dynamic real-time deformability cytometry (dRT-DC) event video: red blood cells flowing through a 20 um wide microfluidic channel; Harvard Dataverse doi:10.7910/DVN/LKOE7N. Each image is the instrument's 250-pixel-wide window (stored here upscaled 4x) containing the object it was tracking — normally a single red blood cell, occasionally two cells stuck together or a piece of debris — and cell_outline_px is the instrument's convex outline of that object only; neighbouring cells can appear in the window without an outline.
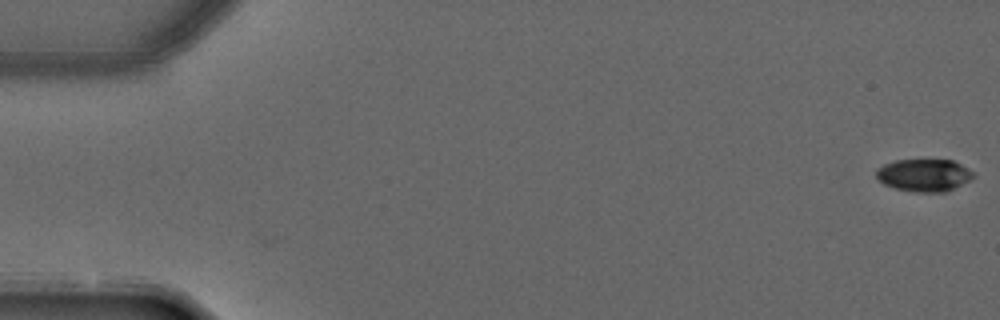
{"species": "common noctule bat (a hibernating species)", "species_latin": "Nyctalus noctula", "temperature_condition": "warm", "stored_images_in_passage": 2, "camera_frame_rate_fps": 3000, "um_per_image_px": 0.085, "animal": {"sex": "male", "forearm_length_mm": 52.5}, "frame": {"image": 1, "passage_image": 2, "time_ms": 0.333, "image_size_px": [1000, 320], "cell_outline_px": [[976, 176], [944, 192], [916, 192], [896, 188], [884, 184], [876, 180], [876, 168], [884, 164], [896, 160], [952, 160], [968, 168]], "centroid_in_image_um": [78.49, 14.88], "position_along_channel_um": 6.5, "area_um2": 18.21}}